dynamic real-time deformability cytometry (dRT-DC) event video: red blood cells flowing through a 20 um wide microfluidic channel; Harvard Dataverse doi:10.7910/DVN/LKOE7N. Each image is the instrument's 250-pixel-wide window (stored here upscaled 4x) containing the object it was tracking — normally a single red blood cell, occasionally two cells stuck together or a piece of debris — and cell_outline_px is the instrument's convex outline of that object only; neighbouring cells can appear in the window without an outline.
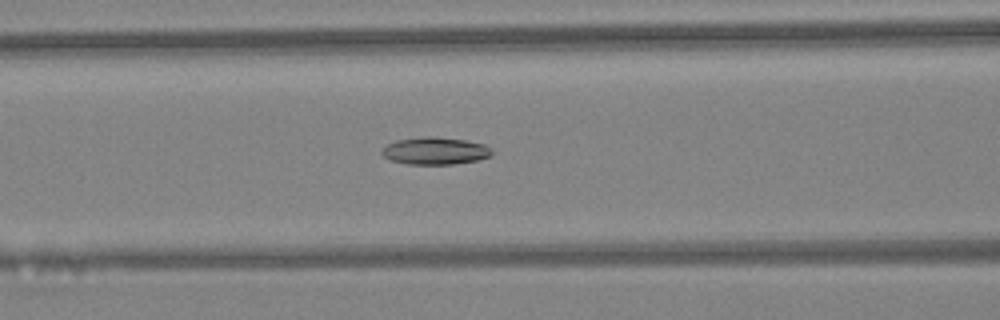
{"species": "Egyptian fruit bat (a non-hibernating species)", "species_latin": "Rousettus aegyptiacus", "temperature_condition": "warm", "stored_images_in_passage": 41, "camera_frame_rate_fps": 3000, "um_per_image_px": 0.085, "animal": {"sex": "female"}, "frame": {"image": 1, "passage_image": 15, "time_ms": 4.667, "image_size_px": [1000, 320], "cell_outline_px": [[492, 152], [488, 156], [476, 160], [452, 164], [408, 164], [388, 160], [380, 152], [388, 144], [396, 140], [424, 136], [436, 136], [464, 140], [484, 144], [492, 148]], "centroid_in_image_um": [36.95, 12.81], "position_along_channel_um": 129.6, "area_um2": 17.46}}
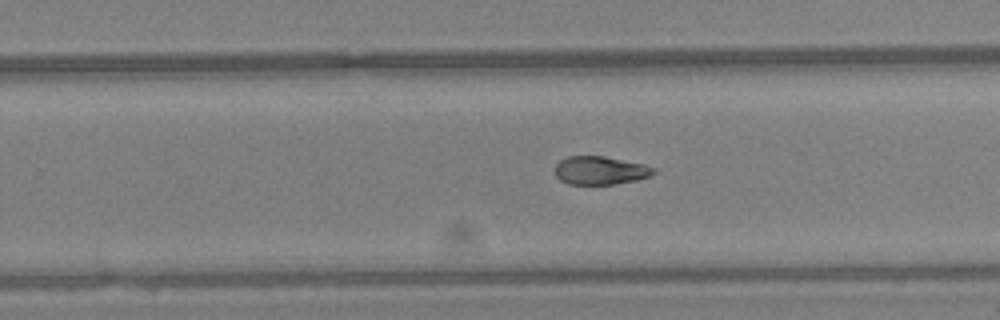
{"frame": {"image": 2, "passage_image": 25, "time_ms": 8.0, "image_size_px": [1000, 320], "cell_outline_px": [[656, 172], [652, 176], [636, 180], [616, 184], [568, 184], [560, 180], [556, 176], [556, 164], [560, 160], [568, 156], [604, 156], [644, 164], [656, 168]], "centroid_in_image_um": [51.05, 14.49], "position_along_channel_um": 278.7, "area_um2": 16.36}}
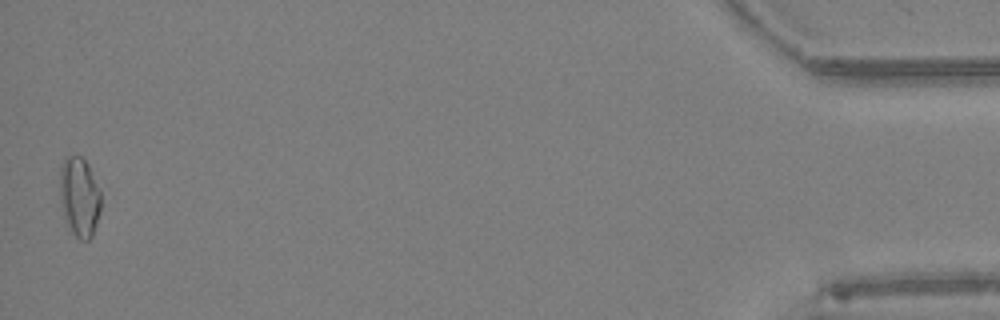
{"frame": {"image": 3, "passage_image": 41, "time_ms": 13.333, "image_size_px": [1000, 320], "cell_outline_px": [[100, 212], [92, 236], [88, 240], [80, 240], [72, 232], [64, 220], [60, 200], [60, 168], [64, 156], [80, 156], [88, 164], [100, 188]], "centroid_in_image_um": [6.74, 16.73], "position_along_channel_um": 428.5, "area_um2": 19.25}, "authors_computed_cell_mechanics": {"area_um2": 17.2244, "velocity_mm_per_s": 4.52, "shape_relaxation_time_tau1_ms": 9.9666, "shape_relaxation_time_tau2_ms": 3.2634, "deformation_change_tau1": 0.2256, "deformation_change_tau2": 0.0934}}